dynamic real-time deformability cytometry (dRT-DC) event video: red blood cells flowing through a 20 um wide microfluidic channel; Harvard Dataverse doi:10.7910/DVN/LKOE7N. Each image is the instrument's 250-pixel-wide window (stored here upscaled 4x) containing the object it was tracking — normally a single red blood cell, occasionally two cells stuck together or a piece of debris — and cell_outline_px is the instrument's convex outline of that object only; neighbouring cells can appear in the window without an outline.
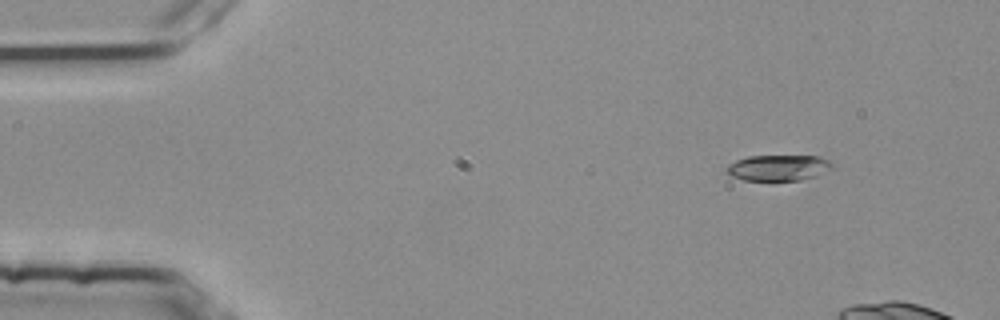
{"species": "common noctule bat (a hibernating species)", "species_latin": "Nyctalus noctula", "temperature_condition": "room temperature", "stored_images_in_passage": 3, "camera_frame_rate_fps": 3000, "um_per_image_px": 0.085, "animal": {"sex": "female", "body_mass_g": 25.1}, "frame": {"image": 1, "passage_image": 1, "time_ms": 0.0, "image_size_px": [1000, 320], "cell_outline_px": [[832, 168], [816, 176], [800, 180], [744, 180], [732, 176], [724, 172], [728, 164], [736, 160], [748, 156], [820, 156], [828, 160], [832, 164]], "centroid_in_image_um": [66.13, 14.25], "position_along_channel_um": 18.9, "area_um2": 15.9}}